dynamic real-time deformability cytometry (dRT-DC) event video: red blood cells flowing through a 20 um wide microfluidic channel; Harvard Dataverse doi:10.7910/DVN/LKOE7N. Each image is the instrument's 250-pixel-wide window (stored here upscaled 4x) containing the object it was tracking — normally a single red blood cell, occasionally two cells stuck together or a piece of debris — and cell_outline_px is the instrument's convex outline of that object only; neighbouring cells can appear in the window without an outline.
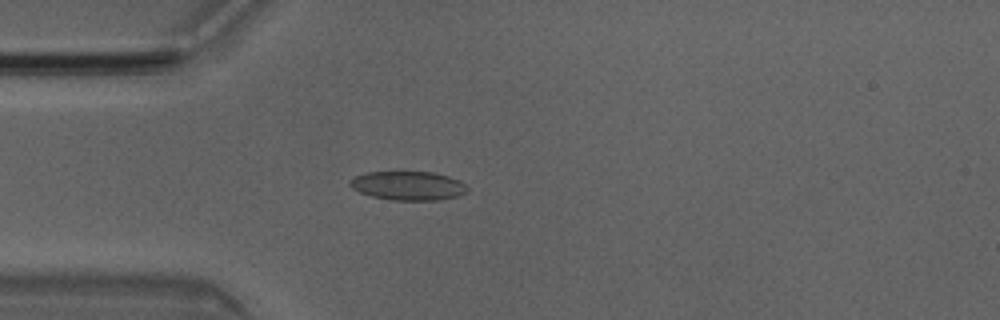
{"species": "Egyptian fruit bat (a non-hibernating species)", "species_latin": "Rousettus aegyptiacus", "temperature_condition": "room temperature", "stored_images_in_passage": 4, "camera_frame_rate_fps": 3000, "um_per_image_px": 0.085, "animal": {"sex": "male"}, "frame": {"image": 1, "passage_image": 4, "time_ms": 1.0, "image_size_px": [1000, 320], "cell_outline_px": [[468, 192], [460, 196], [440, 200], [392, 200], [372, 196], [360, 192], [352, 188], [348, 184], [348, 180], [364, 172], [432, 172], [448, 176], [460, 180], [468, 188]], "centroid_in_image_um": [34.7, 15.79], "position_along_channel_um": 50.3, "area_um2": 19.94}}